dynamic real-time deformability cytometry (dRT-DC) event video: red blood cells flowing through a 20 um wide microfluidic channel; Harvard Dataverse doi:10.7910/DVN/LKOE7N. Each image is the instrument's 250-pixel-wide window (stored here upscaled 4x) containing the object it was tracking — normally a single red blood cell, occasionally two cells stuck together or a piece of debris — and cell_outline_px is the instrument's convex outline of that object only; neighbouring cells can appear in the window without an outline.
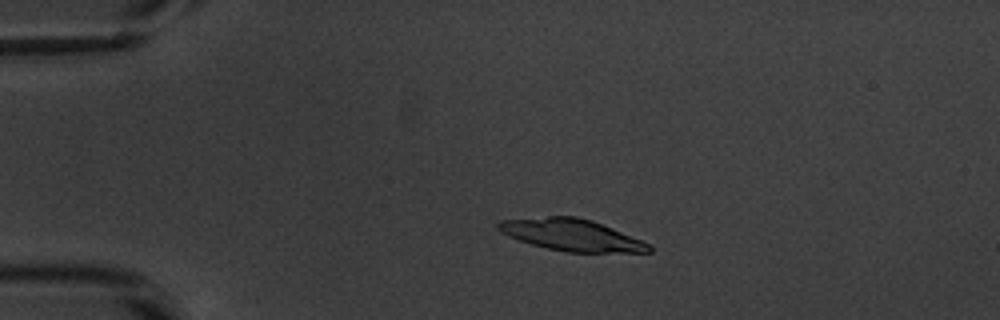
{"species": "common noctule bat (a hibernating species)", "species_latin": "Nyctalus noctula", "temperature_condition": "warm", "stored_images_in_passage": 51, "camera_frame_rate_fps": 3000, "um_per_image_px": 0.085, "animal": {"sex": "male", "body_mass_g": 20.1, "forearm_length_mm": 53.5}, "frame": {"image": 1, "passage_image": 10, "time_ms": 3.0, "image_size_px": [1000, 320], "cell_outline_px": [[652, 252], [568, 252], [548, 248], [532, 244], [508, 236], [500, 232], [496, 228], [496, 224], [500, 220], [548, 216], [576, 216], [592, 220], [652, 244]], "centroid_in_image_um": [48.58, 19.96], "position_along_channel_um": 36.4, "area_um2": 27.8}}
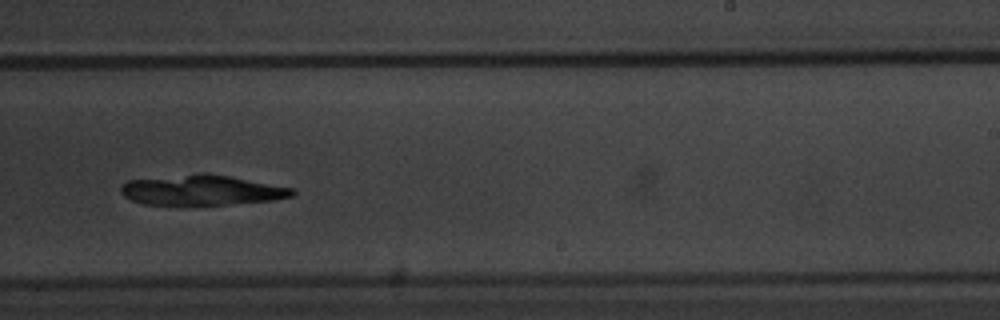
{"frame": {"image": 2, "passage_image": 32, "time_ms": 10.333, "image_size_px": [1000, 320], "cell_outline_px": [[296, 192], [292, 196], [272, 200], [188, 208], [180, 208], [144, 204], [132, 200], [124, 196], [120, 192], [120, 188], [128, 180], [196, 172], [208, 172], [292, 188]], "centroid_in_image_um": [17.06, 16.19], "position_along_channel_um": 271.9, "area_um2": 31.44}}
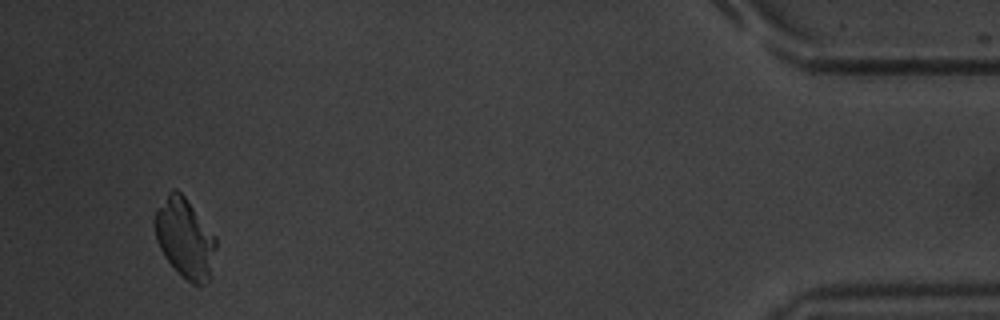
{"frame": {"image": 3, "passage_image": 49, "time_ms": 16.0, "image_size_px": [1000, 320], "cell_outline_px": [[216, 248], [208, 280], [200, 284], [192, 284], [164, 256], [156, 240], [152, 220], [156, 208], [168, 192], [172, 188], [176, 188], [184, 196], [216, 236]], "centroid_in_image_um": [15.68, 20.17], "position_along_channel_um": 419.5, "area_um2": 28.09}}